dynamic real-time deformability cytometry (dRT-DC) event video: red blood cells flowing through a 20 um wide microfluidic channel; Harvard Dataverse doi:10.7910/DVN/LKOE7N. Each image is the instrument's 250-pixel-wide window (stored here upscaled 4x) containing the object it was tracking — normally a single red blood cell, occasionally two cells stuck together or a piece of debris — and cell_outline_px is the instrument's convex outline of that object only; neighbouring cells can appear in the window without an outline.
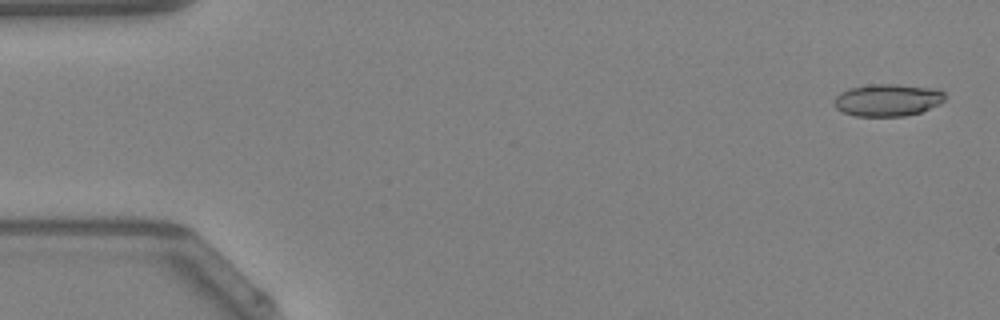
{"species": "Egyptian fruit bat (a non-hibernating species)", "species_latin": "Rousettus aegyptiacus", "temperature_condition": "warm", "stored_images_in_passage": 48, "camera_frame_rate_fps": 3000, "um_per_image_px": 0.085, "animal": {"sex": "female"}, "frame": {"image": 1, "passage_image": 2, "time_ms": 0.333, "image_size_px": [1000, 320], "cell_outline_px": [[944, 100], [940, 104], [920, 112], [904, 116], [856, 116], [844, 112], [836, 108], [836, 96], [840, 92], [848, 88], [872, 84], [896, 84], [936, 88], [944, 92]], "centroid_in_image_um": [75.47, 8.49], "position_along_channel_um": 9.5, "area_um2": 20.75}}
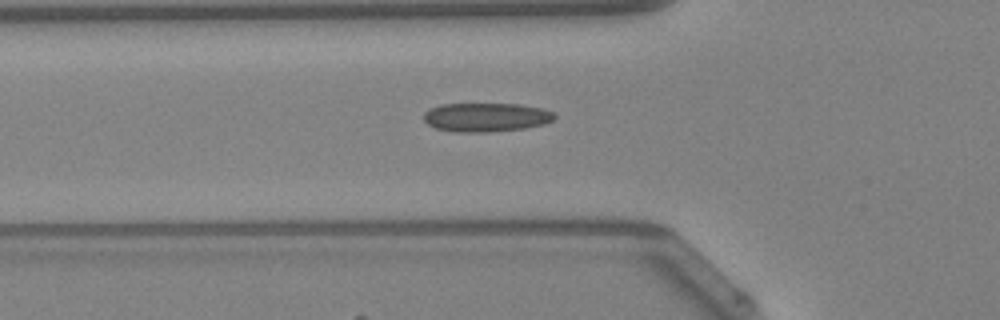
{"frame": {"image": 2, "passage_image": 17, "time_ms": 5.333, "image_size_px": [1000, 320], "cell_outline_px": [[556, 120], [544, 124], [524, 128], [488, 132], [456, 132], [436, 128], [428, 124], [424, 120], [424, 112], [440, 104], [520, 104], [544, 108], [552, 112], [556, 116]], "centroid_in_image_um": [41.35, 9.96], "position_along_channel_um": 84.4, "area_um2": 22.08}, "authors_computed_cell_mechanics": {"area_um2": 21.097, "velocity_mm_per_s": 4.2747, "shape_relaxation_time_tau1_ms": null, "shape_relaxation_time_tau2_ms": 3.5623, "deformation_change_tau1": null, "deformation_change_tau2": 0.1092}}